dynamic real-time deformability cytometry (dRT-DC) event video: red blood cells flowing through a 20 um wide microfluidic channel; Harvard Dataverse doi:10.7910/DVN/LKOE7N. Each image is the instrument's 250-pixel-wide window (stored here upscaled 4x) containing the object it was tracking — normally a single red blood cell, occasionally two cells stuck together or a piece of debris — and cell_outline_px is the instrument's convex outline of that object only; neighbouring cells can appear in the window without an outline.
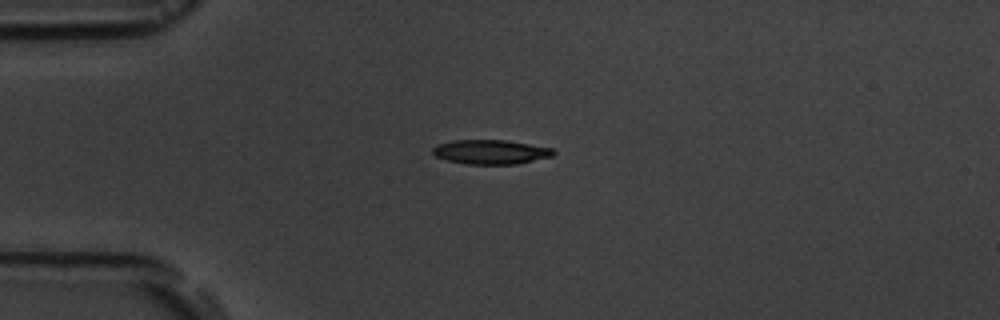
{"species": "common noctule bat (a hibernating species)", "species_latin": "Nyctalus noctula", "temperature_condition": "room temperature", "stored_images_in_passage": 10, "camera_frame_rate_fps": 3000, "um_per_image_px": 0.085, "animal": {"sex": "male", "body_mass_g": 19.5, "forearm_length_mm": 54.6}, "frame": {"image": 1, "passage_image": 4, "time_ms": 3.333, "image_size_px": [1000, 320], "cell_outline_px": [[556, 152], [552, 156], [516, 164], [464, 164], [448, 160], [436, 156], [432, 152], [432, 148], [436, 144], [452, 140], [508, 140], [552, 148]], "centroid_in_image_um": [41.69, 12.91], "position_along_channel_um": 43.3, "area_um2": 17.17}}
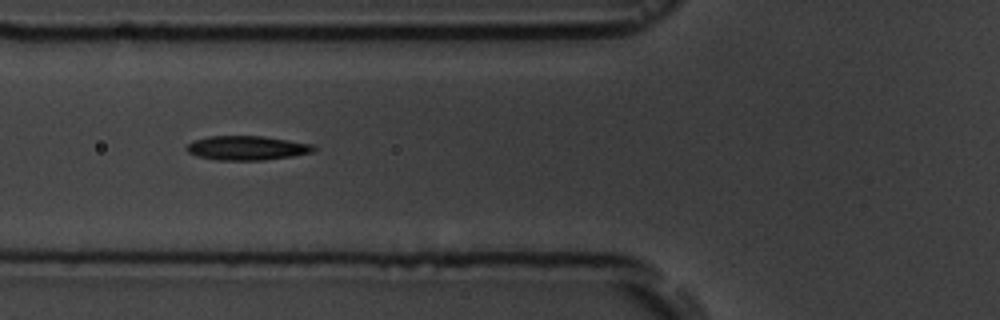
{"frame": {"image": 2, "passage_image": 6, "time_ms": 5.667, "image_size_px": [1000, 320], "cell_outline_px": [[316, 148], [312, 152], [292, 156], [264, 160], [216, 160], [196, 156], [188, 152], [184, 148], [188, 144], [196, 140], [208, 136], [260, 136], [288, 140], [312, 144]], "centroid_in_image_um": [20.96, 12.58], "position_along_channel_um": 104.8, "area_um2": 17.86}}
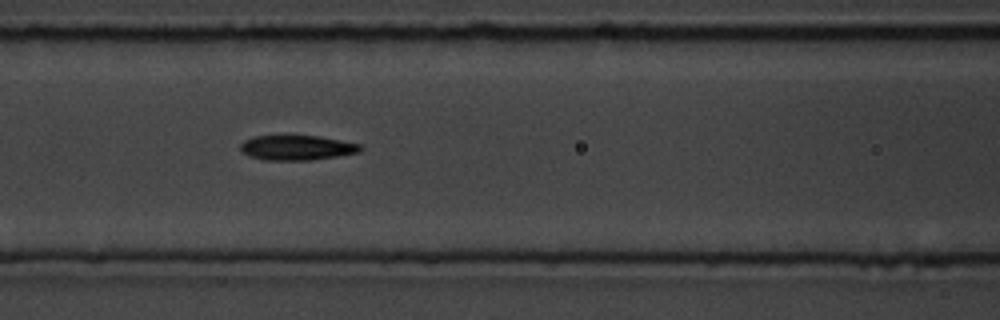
{"frame": {"image": 3, "passage_image": 7, "time_ms": 6.667, "image_size_px": [1000, 320], "cell_outline_px": [[364, 148], [360, 152], [336, 156], [308, 160], [264, 160], [248, 156], [240, 152], [240, 144], [244, 140], [252, 136], [320, 136], [364, 144]], "centroid_in_image_um": [25.24, 12.55], "position_along_channel_um": 141.4, "area_um2": 17.63}}